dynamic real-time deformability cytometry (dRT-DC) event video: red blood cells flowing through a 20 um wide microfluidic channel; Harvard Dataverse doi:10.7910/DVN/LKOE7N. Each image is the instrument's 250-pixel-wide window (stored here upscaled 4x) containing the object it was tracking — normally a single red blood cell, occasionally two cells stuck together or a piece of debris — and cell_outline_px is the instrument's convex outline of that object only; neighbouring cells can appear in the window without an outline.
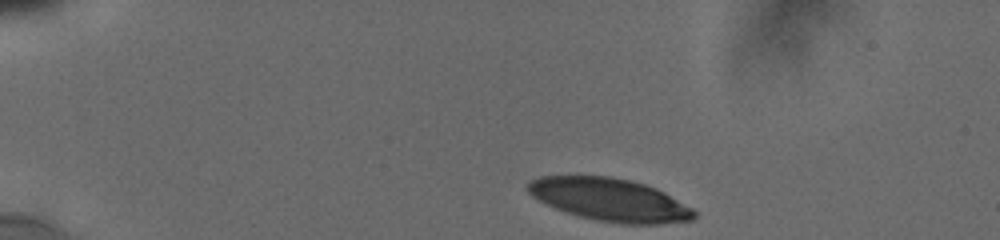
{"species": "human", "species_latin": "Homo sapiens", "temperature_condition": "cold", "stored_images_in_passage": 31, "camera_frame_rate_fps": 3000, "um_per_image_px": 0.085, "donor": {"sex": "male"}, "frame": {"image": 1, "passage_image": 1, "time_ms": 0.0, "image_size_px": [1000, 240], "cell_outline_px": [[696, 216], [692, 220], [660, 224], [620, 224], [596, 220], [580, 216], [556, 208], [532, 196], [528, 192], [528, 184], [532, 180], [540, 176], [608, 176], [632, 180], [656, 188], [664, 192], [692, 208], [696, 212]], "centroid_in_image_um": [51.87, 16.98], "position_along_channel_um": 33.1, "area_um2": 41.15}}
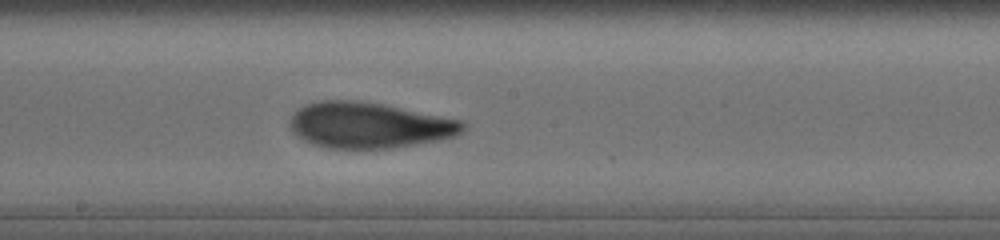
{"frame": {"image": 2, "passage_image": 18, "time_ms": 7.0, "image_size_px": [1000, 240], "cell_outline_px": [[464, 128], [460, 132], [452, 136], [436, 140], [416, 144], [388, 148], [328, 148], [312, 144], [304, 140], [292, 132], [288, 124], [292, 116], [304, 104], [320, 100], [352, 100], [380, 104], [460, 120], [464, 124]], "centroid_in_image_um": [31.28, 10.64], "position_along_channel_um": 216.9, "area_um2": 45.43}}
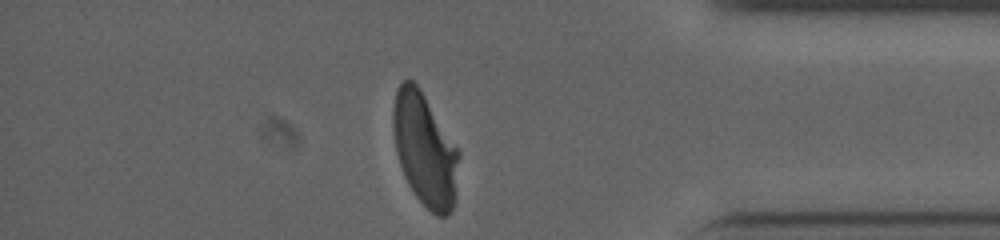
{"frame": {"image": 3, "passage_image": 31, "time_ms": 12.333, "image_size_px": [1000, 240], "cell_outline_px": [[460, 156], [456, 200], [448, 216], [436, 216], [416, 196], [408, 184], [404, 176], [396, 152], [392, 124], [392, 108], [396, 88], [404, 80], [412, 80], [420, 88], [460, 152]], "centroid_in_image_um": [36.12, 12.72], "position_along_channel_um": 399.1, "area_um2": 43.47}, "authors_computed_cell_mechanics": {"area_um2": 45.951, "velocity_mm_per_s": 3.7959, "shape_relaxation_time_tau1_ms": 5.3753, "shape_relaxation_time_tau2_ms": 1.449, "deformation_change_tau1": 0.1996, "deformation_change_tau2": 0.0816}}